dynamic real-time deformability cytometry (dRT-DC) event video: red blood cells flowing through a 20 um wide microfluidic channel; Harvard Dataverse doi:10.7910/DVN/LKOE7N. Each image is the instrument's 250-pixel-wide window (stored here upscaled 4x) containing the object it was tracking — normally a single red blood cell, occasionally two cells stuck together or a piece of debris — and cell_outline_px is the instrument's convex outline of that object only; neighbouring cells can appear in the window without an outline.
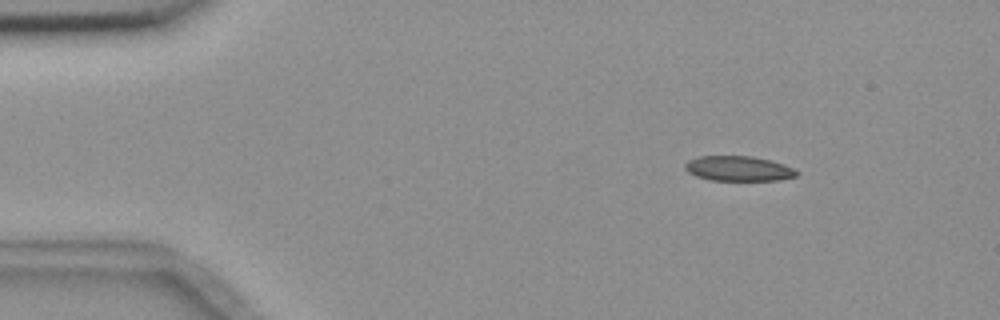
{"species": "common noctule bat (a hibernating species)", "species_latin": "Nyctalus noctula", "temperature_condition": "room temperature", "stored_images_in_passage": 6, "camera_frame_rate_fps": 3000, "um_per_image_px": 0.085, "animal": {"sex": "female", "body_mass_g": 18.4}, "frame": {"image": 1, "passage_image": 2, "time_ms": 1.333, "image_size_px": [1000, 320], "cell_outline_px": [[800, 172], [796, 176], [776, 180], [712, 180], [696, 176], [688, 172], [684, 168], [684, 164], [688, 160], [700, 156], [752, 156], [784, 164]], "centroid_in_image_um": [62.75, 14.32], "position_along_channel_um": 22.3, "area_um2": 16.13}}